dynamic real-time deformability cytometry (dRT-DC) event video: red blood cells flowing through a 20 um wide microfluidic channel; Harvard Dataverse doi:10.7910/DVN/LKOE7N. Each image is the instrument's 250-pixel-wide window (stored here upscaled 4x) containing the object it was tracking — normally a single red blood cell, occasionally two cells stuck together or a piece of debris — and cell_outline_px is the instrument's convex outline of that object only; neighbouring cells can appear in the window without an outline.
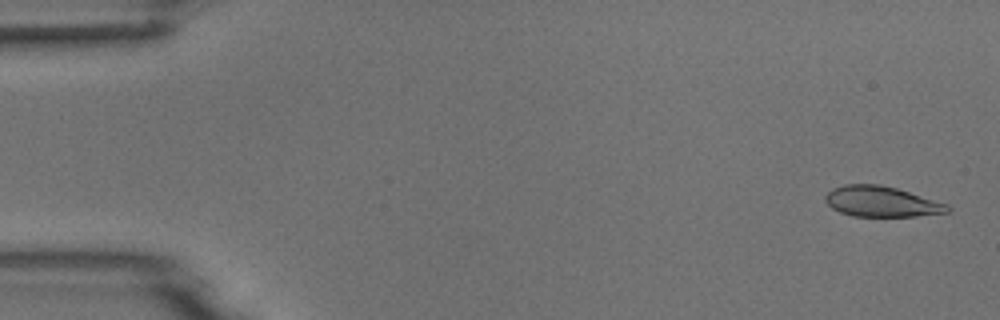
{"species": "common noctule bat (a hibernating species)", "species_latin": "Nyctalus noctula", "temperature_condition": "room temperature", "stored_images_in_passage": 7, "camera_frame_rate_fps": 3000, "um_per_image_px": 0.085, "animal": {"sex": "male", "body_mass_g": 18.8}, "frame": {"image": 1, "passage_image": 1, "time_ms": 0.0, "image_size_px": [1000, 320], "cell_outline_px": [[952, 208], [948, 212], [916, 216], [852, 216], [840, 212], [832, 208], [824, 200], [824, 196], [832, 188], [844, 184], [880, 184], [896, 188], [948, 204]], "centroid_in_image_um": [74.9, 17.13], "position_along_channel_um": 10.1, "area_um2": 21.73}}
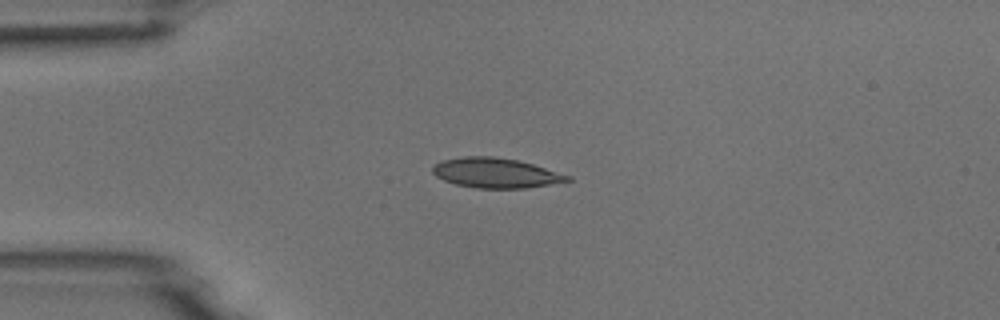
{"frame": {"image": 2, "passage_image": 4, "time_ms": 3.667, "image_size_px": [1000, 320], "cell_outline_px": [[572, 180], [524, 188], [476, 188], [456, 184], [444, 180], [436, 176], [432, 172], [432, 164], [444, 160], [464, 156], [492, 156], [516, 160], [532, 164], [572, 176]], "centroid_in_image_um": [42.1, 14.69], "position_along_channel_um": 42.9, "area_um2": 23.29}}